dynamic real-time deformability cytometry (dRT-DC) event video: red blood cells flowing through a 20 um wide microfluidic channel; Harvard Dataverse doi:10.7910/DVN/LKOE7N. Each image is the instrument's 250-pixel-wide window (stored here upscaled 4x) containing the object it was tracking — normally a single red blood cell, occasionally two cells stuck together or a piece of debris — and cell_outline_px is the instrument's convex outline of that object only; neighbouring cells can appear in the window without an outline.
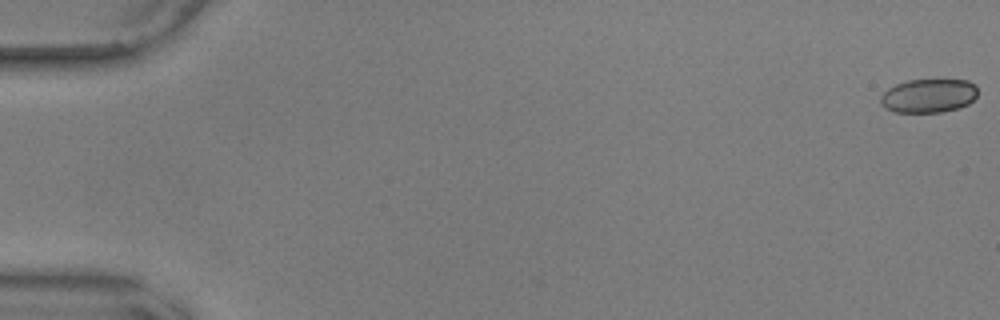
{"species": "common noctule bat (a hibernating species)", "species_latin": "Nyctalus noctula", "temperature_condition": "warm", "stored_images_in_passage": 57, "camera_frame_rate_fps": 3000, "um_per_image_px": 0.085, "animal": {"sex": "male", "body_mass_g": 17.9, "forearm_length_mm": 54.2}, "frame": {"image": 1, "passage_image": 1, "time_ms": 0.0, "image_size_px": [1000, 320], "cell_outline_px": [[976, 96], [968, 104], [960, 108], [944, 112], [892, 112], [884, 108], [880, 104], [880, 96], [888, 88], [896, 84], [908, 80], [968, 80], [976, 84]], "centroid_in_image_um": [78.91, 8.15], "position_along_channel_um": 6.1, "area_um2": 19.31}}
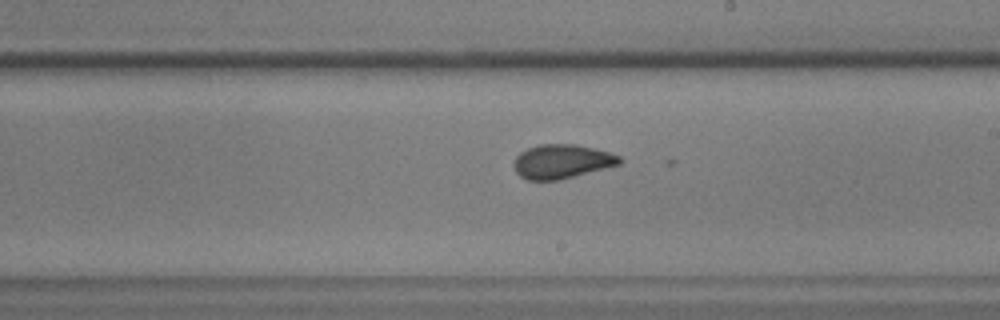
{"frame": {"image": 2, "passage_image": 34, "time_ms": 11.0, "image_size_px": [1000, 320], "cell_outline_px": [[624, 160], [620, 164], [560, 180], [528, 180], [520, 176], [516, 172], [512, 164], [516, 156], [520, 152], [528, 148], [540, 144], [576, 144], [608, 152], [620, 156]], "centroid_in_image_um": [47.74, 13.73], "position_along_channel_um": 241.3, "area_um2": 21.04}}
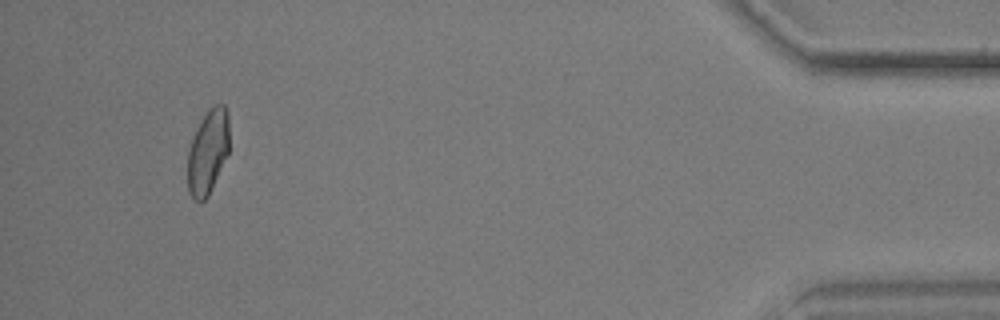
{"frame": {"image": 3, "passage_image": 54, "time_ms": 17.667, "image_size_px": [1000, 320], "cell_outline_px": [[228, 152], [208, 196], [200, 204], [192, 200], [188, 192], [188, 152], [196, 128], [208, 108], [216, 104], [224, 104], [228, 112]], "centroid_in_image_um": [17.65, 12.92], "position_along_channel_um": 417.5, "area_um2": 20.46}}